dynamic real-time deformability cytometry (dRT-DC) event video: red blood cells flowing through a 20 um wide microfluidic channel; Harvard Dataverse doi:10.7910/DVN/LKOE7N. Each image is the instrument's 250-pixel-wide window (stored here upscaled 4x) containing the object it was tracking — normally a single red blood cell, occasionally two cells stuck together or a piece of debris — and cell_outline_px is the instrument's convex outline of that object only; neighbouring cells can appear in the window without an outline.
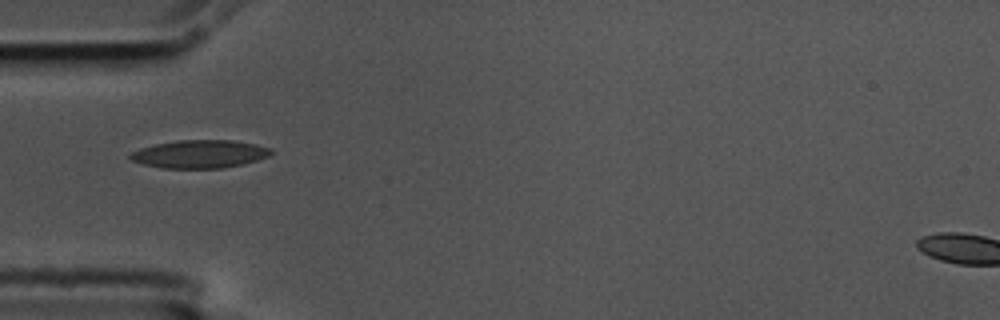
{"species": "common noctule bat (a hibernating species)", "species_latin": "Nyctalus noctula", "temperature_condition": "cold", "stored_images_in_passage": 2, "camera_frame_rate_fps": 3000, "um_per_image_px": 0.085, "animal": {"sex": "male", "body_mass_g": 17.5, "forearm_length_mm": 52.3}, "frame": {"image": 1, "passage_image": 1, "time_ms": 0.0, "image_size_px": [1000, 320], "cell_outline_px": [[272, 152], [268, 156], [244, 164], [220, 168], [164, 168], [144, 164], [132, 160], [128, 156], [132, 152], [140, 148], [156, 144], [176, 140], [232, 140], [256, 144], [272, 148]], "centroid_in_image_um": [16.99, 13.08], "position_along_channel_um": 68.0, "area_um2": 22.89}}